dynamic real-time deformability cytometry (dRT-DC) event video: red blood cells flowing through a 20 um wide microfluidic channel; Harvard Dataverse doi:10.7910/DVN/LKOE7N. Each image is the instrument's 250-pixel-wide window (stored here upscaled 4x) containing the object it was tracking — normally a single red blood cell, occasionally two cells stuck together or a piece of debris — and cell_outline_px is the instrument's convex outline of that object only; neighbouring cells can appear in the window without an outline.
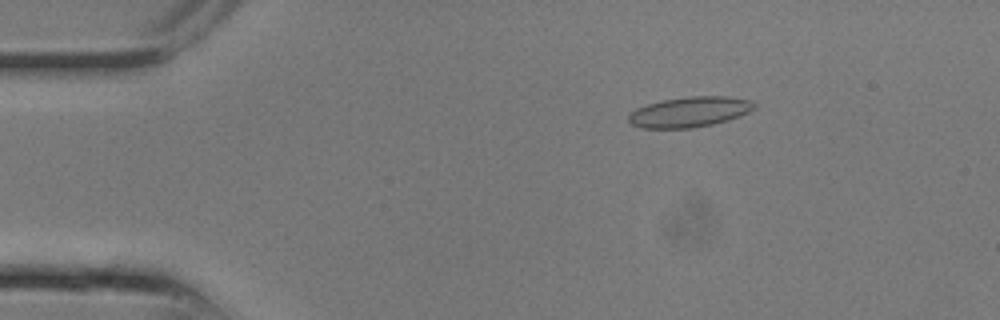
{"species": "common noctule bat (a hibernating species)", "species_latin": "Nyctalus noctula", "temperature_condition": "room temperature", "stored_images_in_passage": 10, "camera_frame_rate_fps": 3000, "um_per_image_px": 0.085, "animal": {"sex": "male", "body_mass_g": 13.3}, "frame": {"image": 1, "passage_image": 4, "time_ms": 1.0, "image_size_px": [1000, 320], "cell_outline_px": [[756, 108], [740, 116], [728, 120], [712, 124], [692, 128], [640, 128], [632, 124], [628, 120], [628, 116], [636, 108], [648, 104], [664, 100], [688, 96], [728, 96], [752, 100], [756, 104]], "centroid_in_image_um": [58.65, 9.51], "position_along_channel_um": 26.4, "area_um2": 22.25}}
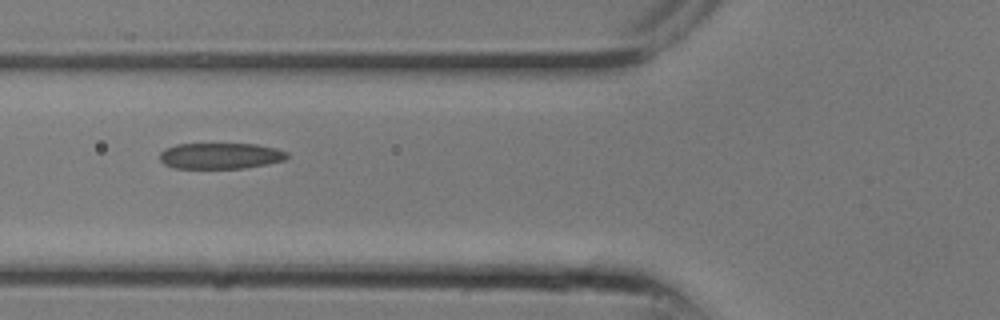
{"frame": {"image": 2, "passage_image": 9, "time_ms": 2.667, "image_size_px": [1000, 320], "cell_outline_px": [[288, 156], [284, 160], [268, 164], [244, 168], [172, 168], [164, 164], [160, 160], [160, 152], [164, 148], [176, 144], [256, 144], [276, 148], [288, 152]], "centroid_in_image_um": [18.72, 13.24], "position_along_channel_um": 107.1, "area_um2": 19.42}}